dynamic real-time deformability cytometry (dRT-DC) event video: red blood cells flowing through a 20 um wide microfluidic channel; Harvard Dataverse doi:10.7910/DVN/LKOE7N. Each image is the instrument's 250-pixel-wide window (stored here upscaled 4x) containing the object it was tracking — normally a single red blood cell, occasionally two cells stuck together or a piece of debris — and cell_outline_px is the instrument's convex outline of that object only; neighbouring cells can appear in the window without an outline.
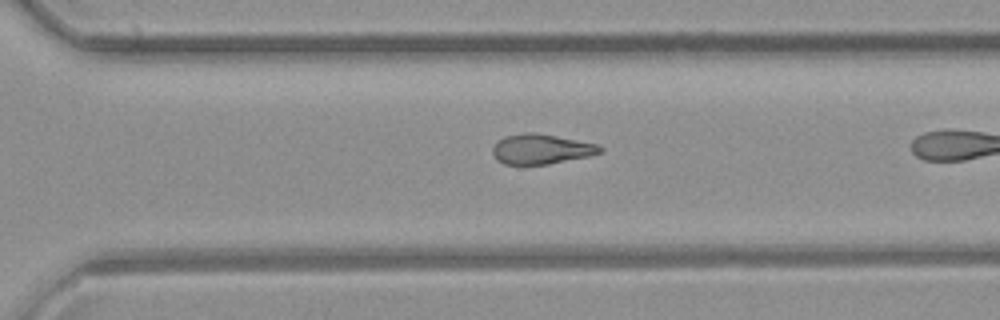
{"species": "common noctule bat (a hibernating species)", "species_latin": "Nyctalus noctula", "temperature_condition": "room temperature", "stored_images_in_passage": 29, "camera_frame_rate_fps": 3000, "um_per_image_px": 0.085, "animal": {"sex": "female", "body_mass_g": 21.9}, "frame": {"image": 1, "passage_image": 25, "time_ms": 8.0, "image_size_px": [1000, 320], "cell_outline_px": [[604, 148], [600, 152], [588, 156], [548, 164], [504, 164], [496, 160], [492, 152], [492, 148], [504, 136], [524, 132], [536, 132], [596, 144]], "centroid_in_image_um": [45.96, 12.67], "position_along_channel_um": 324.6, "area_um2": 18.55}}